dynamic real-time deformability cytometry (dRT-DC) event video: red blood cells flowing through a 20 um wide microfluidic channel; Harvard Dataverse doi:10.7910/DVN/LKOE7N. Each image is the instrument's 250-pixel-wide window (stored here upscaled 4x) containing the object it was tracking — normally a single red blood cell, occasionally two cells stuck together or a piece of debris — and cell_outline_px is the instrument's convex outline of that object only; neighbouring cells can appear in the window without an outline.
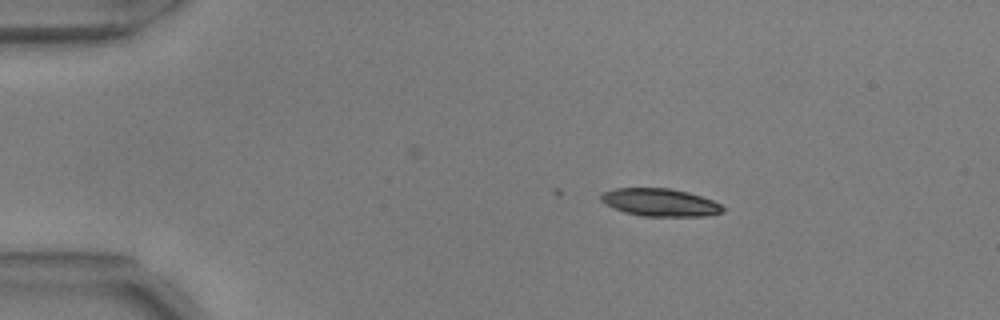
{"species": "common noctule bat (a hibernating species)", "species_latin": "Nyctalus noctula", "temperature_condition": "warm", "stored_images_in_passage": 10, "camera_frame_rate_fps": 3000, "um_per_image_px": 0.085, "animal": {"sex": "male", "body_mass_g": 17.9, "forearm_length_mm": 54.2}, "frame": {"image": 1, "passage_image": 1, "time_ms": 0.0, "image_size_px": [1000, 320], "cell_outline_px": [[724, 212], [704, 216], [640, 216], [624, 212], [612, 208], [600, 200], [600, 192], [612, 188], [668, 188], [688, 192], [712, 200], [720, 204], [724, 208]], "centroid_in_image_um": [56.05, 17.2], "position_along_channel_um": 29.0, "area_um2": 19.83}}
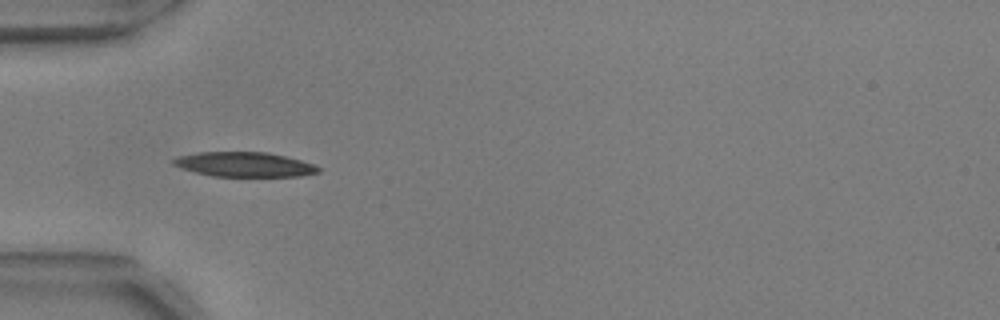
{"frame": {"image": 2, "passage_image": 9, "time_ms": 2.667, "image_size_px": [1000, 320], "cell_outline_px": [[320, 172], [300, 176], [212, 176], [196, 172], [172, 164], [172, 160], [180, 156], [200, 152], [268, 152], [300, 160], [312, 164], [320, 168]], "centroid_in_image_um": [20.79, 13.98], "position_along_channel_um": 64.2, "area_um2": 20.52}}